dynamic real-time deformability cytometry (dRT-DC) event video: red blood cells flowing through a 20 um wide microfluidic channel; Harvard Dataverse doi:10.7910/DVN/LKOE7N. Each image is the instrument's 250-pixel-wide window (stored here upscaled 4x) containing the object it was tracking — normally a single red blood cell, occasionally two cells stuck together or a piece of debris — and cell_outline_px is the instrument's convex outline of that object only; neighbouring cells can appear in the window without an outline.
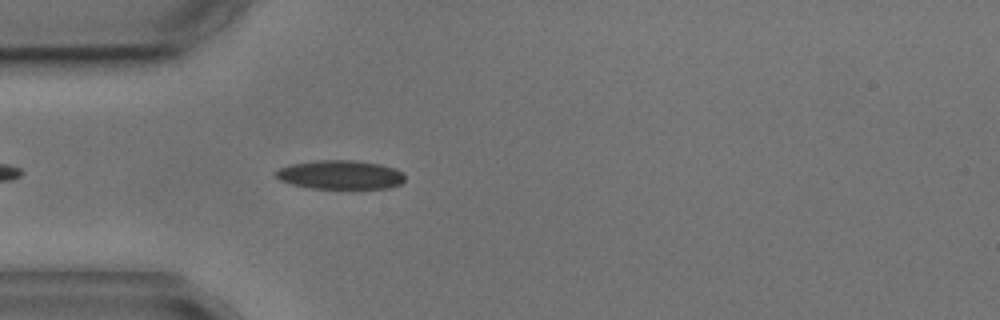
{"species": "common noctule bat (a hibernating species)", "species_latin": "Nyctalus noctula", "temperature_condition": "cold", "stored_images_in_passage": 2, "camera_frame_rate_fps": 3000, "um_per_image_px": 0.085, "animal": {"sex": "male", "body_mass_g": 17.9, "forearm_length_mm": 54.2}, "frame": {"image": 1, "passage_image": 2, "time_ms": 1.333, "image_size_px": [1000, 320], "cell_outline_px": [[404, 180], [400, 184], [388, 188], [312, 188], [292, 184], [280, 180], [272, 172], [280, 168], [292, 164], [316, 160], [356, 160], [380, 164], [396, 168], [404, 172]], "centroid_in_image_um": [28.94, 14.84], "position_along_channel_um": 56.1, "area_um2": 21.79}}